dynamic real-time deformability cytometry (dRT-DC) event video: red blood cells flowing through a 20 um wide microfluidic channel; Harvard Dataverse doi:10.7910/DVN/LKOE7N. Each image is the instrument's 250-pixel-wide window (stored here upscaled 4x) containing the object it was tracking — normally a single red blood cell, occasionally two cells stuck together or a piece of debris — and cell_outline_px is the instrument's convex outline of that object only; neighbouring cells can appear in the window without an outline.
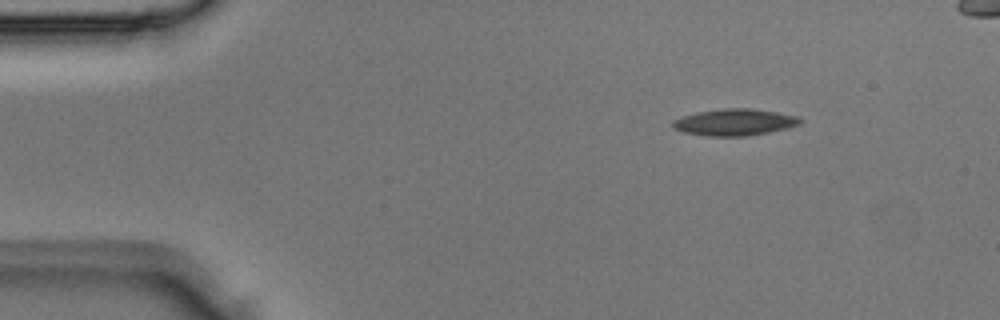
{"species": "Egyptian fruit bat (a non-hibernating species)", "species_latin": "Rousettus aegyptiacus", "temperature_condition": "room temperature", "stored_images_in_passage": 4, "camera_frame_rate_fps": 3000, "um_per_image_px": 0.085, "animal": {"sex": "male"}, "frame": {"image": 1, "passage_image": 1, "time_ms": 0.0, "image_size_px": [1000, 320], "cell_outline_px": [[804, 120], [800, 124], [788, 128], [748, 136], [708, 136], [684, 132], [672, 128], [672, 120], [696, 112], [724, 108], [752, 108], [800, 116]], "centroid_in_image_um": [62.47, 10.38], "position_along_channel_um": 22.5, "area_um2": 19.94}}
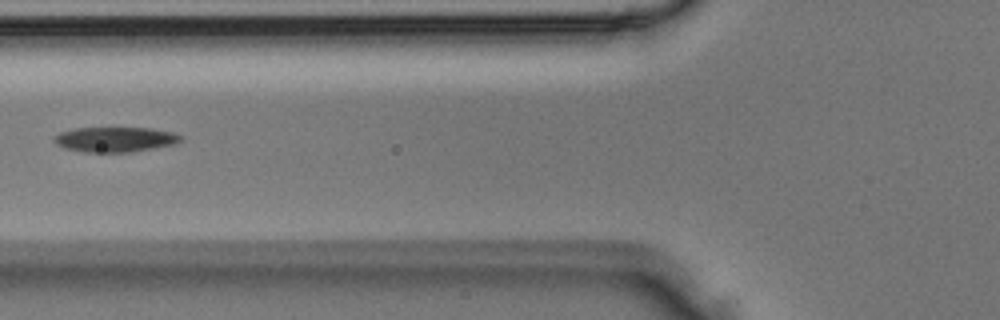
{"frame": {"image": 2, "passage_image": 4, "time_ms": 1.0, "image_size_px": [1000, 320], "cell_outline_px": [[180, 140], [176, 144], [132, 152], [84, 152], [64, 148], [56, 144], [52, 140], [52, 136], [60, 132], [76, 128], [148, 128], [172, 132], [180, 136]], "centroid_in_image_um": [9.72, 11.86], "position_along_channel_um": 116.1, "area_um2": 18.44}}